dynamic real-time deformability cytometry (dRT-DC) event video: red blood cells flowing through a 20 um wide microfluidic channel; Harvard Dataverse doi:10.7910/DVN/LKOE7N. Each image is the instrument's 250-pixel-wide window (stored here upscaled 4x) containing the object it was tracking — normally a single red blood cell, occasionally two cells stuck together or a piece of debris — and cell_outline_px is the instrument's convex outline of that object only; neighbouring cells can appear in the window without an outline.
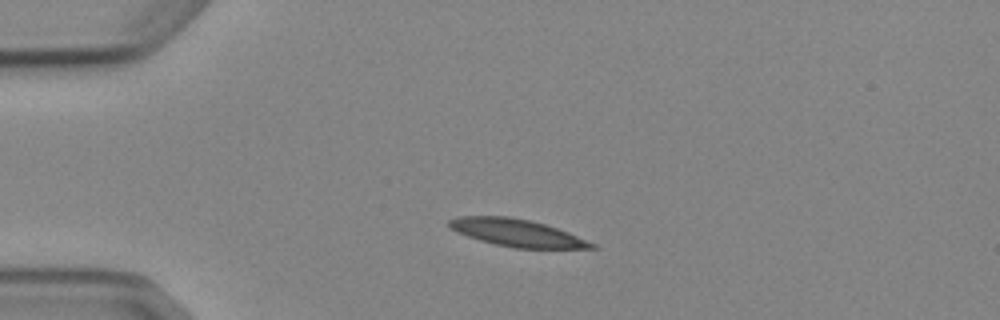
{"species": "Egyptian fruit bat (a non-hibernating species)", "species_latin": "Rousettus aegyptiacus", "temperature_condition": "cold", "stored_images_in_passage": 6, "camera_frame_rate_fps": 3000, "um_per_image_px": 0.085, "animal": {"sex": "female"}, "frame": {"image": 1, "passage_image": 4, "time_ms": 3.333, "image_size_px": [1000, 320], "cell_outline_px": [[600, 248], [516, 248], [496, 244], [480, 240], [456, 232], [448, 228], [448, 220], [460, 216], [508, 216], [528, 220], [544, 224], [568, 232], [596, 244]], "centroid_in_image_um": [43.91, 19.78], "position_along_channel_um": 41.1, "area_um2": 22.48}}
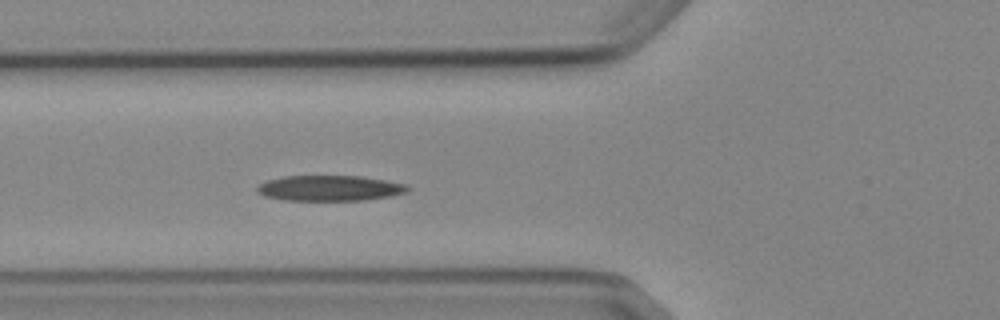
{"frame": {"image": 2, "passage_image": 6, "time_ms": 5.667, "image_size_px": [1000, 320], "cell_outline_px": [[412, 188], [408, 192], [392, 196], [364, 200], [284, 200], [264, 196], [256, 192], [256, 188], [260, 184], [268, 180], [284, 176], [360, 176], [408, 184]], "centroid_in_image_um": [28.07, 15.99], "position_along_channel_um": 97.7, "area_um2": 22.48}}